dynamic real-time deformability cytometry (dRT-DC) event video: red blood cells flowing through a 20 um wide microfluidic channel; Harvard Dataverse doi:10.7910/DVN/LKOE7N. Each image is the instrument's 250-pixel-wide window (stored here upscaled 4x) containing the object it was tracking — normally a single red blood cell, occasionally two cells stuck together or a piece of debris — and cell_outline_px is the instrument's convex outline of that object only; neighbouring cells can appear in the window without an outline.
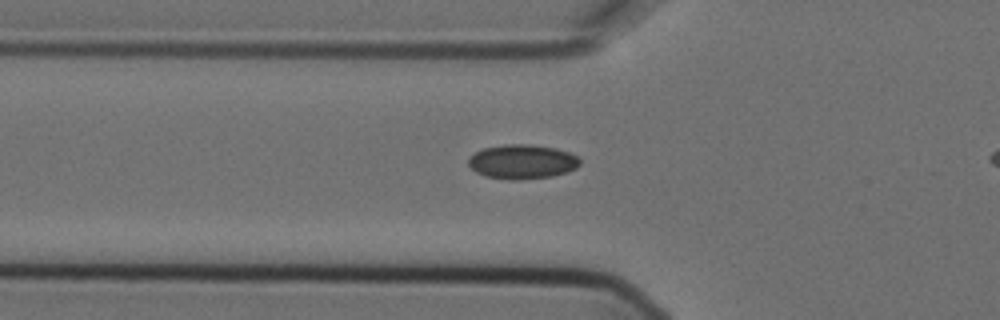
{"species": "Egyptian fruit bat (a non-hibernating species)", "species_latin": "Rousettus aegyptiacus", "temperature_condition": "cold", "stored_images_in_passage": 3, "camera_frame_rate_fps": 3000, "um_per_image_px": 0.085, "animal": {"sex": "female"}, "frame": {"image": 1, "passage_image": 3, "time_ms": 0.667, "image_size_px": [1000, 320], "cell_outline_px": [[580, 164], [576, 168], [568, 172], [552, 176], [516, 180], [508, 180], [484, 176], [476, 172], [468, 164], [468, 160], [476, 152], [484, 148], [504, 144], [528, 144], [556, 148], [568, 152], [576, 156], [580, 160]], "centroid_in_image_um": [44.39, 13.75], "position_along_channel_um": 81.4, "area_um2": 22.31}}